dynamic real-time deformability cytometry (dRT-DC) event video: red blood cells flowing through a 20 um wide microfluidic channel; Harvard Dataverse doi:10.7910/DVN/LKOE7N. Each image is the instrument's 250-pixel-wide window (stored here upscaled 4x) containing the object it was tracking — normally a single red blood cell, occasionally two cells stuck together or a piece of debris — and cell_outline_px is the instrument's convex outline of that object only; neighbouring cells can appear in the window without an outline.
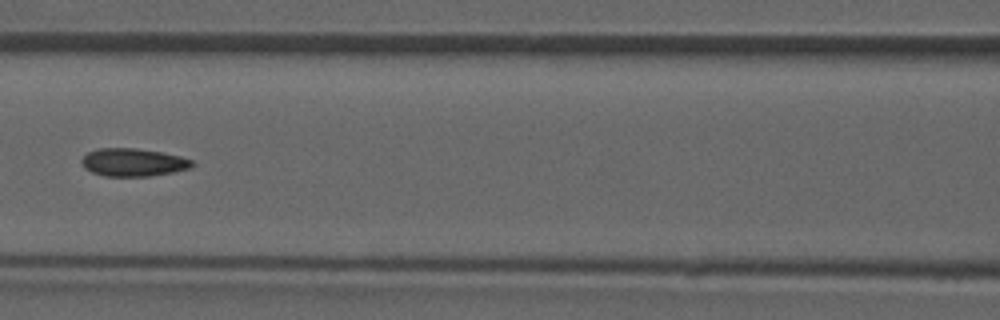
{"species": "common noctule bat (a hibernating species)", "species_latin": "Nyctalus noctula", "temperature_condition": "room temperature", "stored_images_in_passage": 8, "camera_frame_rate_fps": 3000, "um_per_image_px": 0.085, "animal": {"sex": "male", "forearm_length_mm": 52.5}, "frame": {"image": 1, "passage_image": 7, "time_ms": 7.0, "image_size_px": [1000, 320], "cell_outline_px": [[196, 164], [192, 168], [172, 172], [148, 176], [104, 176], [92, 172], [84, 168], [80, 160], [88, 152], [96, 148], [136, 148], [160, 152], [180, 156], [192, 160]], "centroid_in_image_um": [11.32, 13.79], "position_along_channel_um": 155.3, "area_um2": 18.03}}